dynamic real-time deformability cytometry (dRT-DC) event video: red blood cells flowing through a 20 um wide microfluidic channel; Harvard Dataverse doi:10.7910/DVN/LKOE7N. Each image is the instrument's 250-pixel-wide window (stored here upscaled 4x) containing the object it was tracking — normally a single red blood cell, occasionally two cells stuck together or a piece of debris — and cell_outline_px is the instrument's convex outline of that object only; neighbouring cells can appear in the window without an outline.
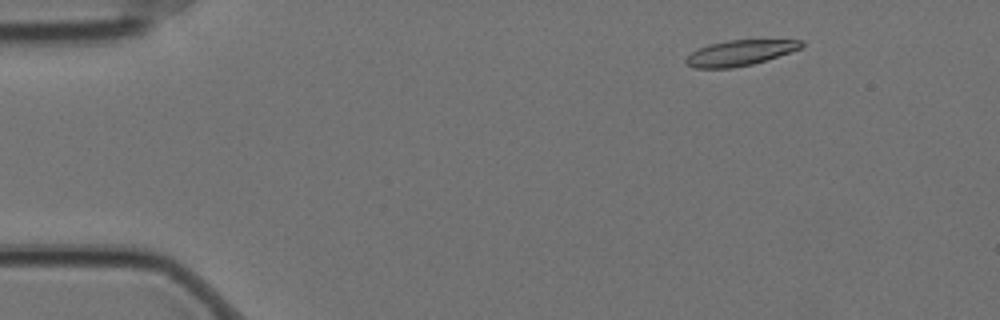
{"species": "Egyptian fruit bat (a non-hibernating species)", "species_latin": "Rousettus aegyptiacus", "temperature_condition": "cold", "stored_images_in_passage": 5, "camera_frame_rate_fps": 3000, "um_per_image_px": 0.085, "animal": {"sex": "female"}, "frame": {"image": 1, "passage_image": 2, "time_ms": 0.333, "image_size_px": [1000, 320], "cell_outline_px": [[804, 44], [800, 48], [752, 64], [732, 68], [696, 68], [688, 64], [684, 60], [692, 52], [708, 44], [728, 40], [804, 40]], "centroid_in_image_um": [62.87, 4.49], "position_along_channel_um": 22.1, "area_um2": 16.76}}
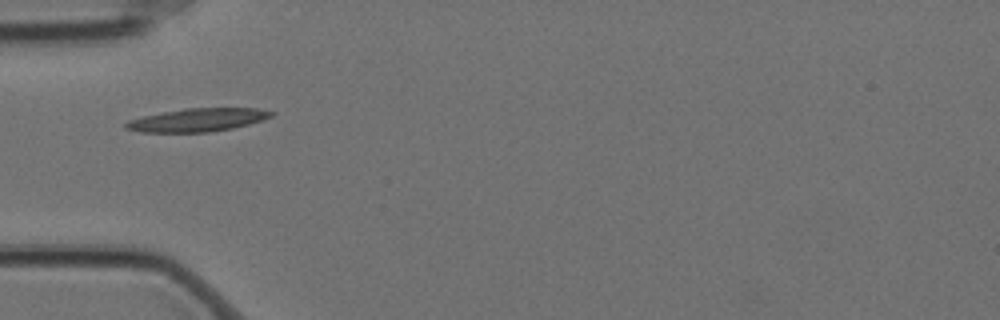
{"frame": {"image": 2, "passage_image": 5, "time_ms": 1.333, "image_size_px": [1000, 320], "cell_outline_px": [[276, 112], [272, 116], [264, 120], [232, 128], [208, 132], [140, 132], [124, 128], [124, 124], [128, 120], [144, 116], [184, 108], [260, 108]], "centroid_in_image_um": [16.82, 10.19], "position_along_channel_um": 68.2, "area_um2": 19.65}}